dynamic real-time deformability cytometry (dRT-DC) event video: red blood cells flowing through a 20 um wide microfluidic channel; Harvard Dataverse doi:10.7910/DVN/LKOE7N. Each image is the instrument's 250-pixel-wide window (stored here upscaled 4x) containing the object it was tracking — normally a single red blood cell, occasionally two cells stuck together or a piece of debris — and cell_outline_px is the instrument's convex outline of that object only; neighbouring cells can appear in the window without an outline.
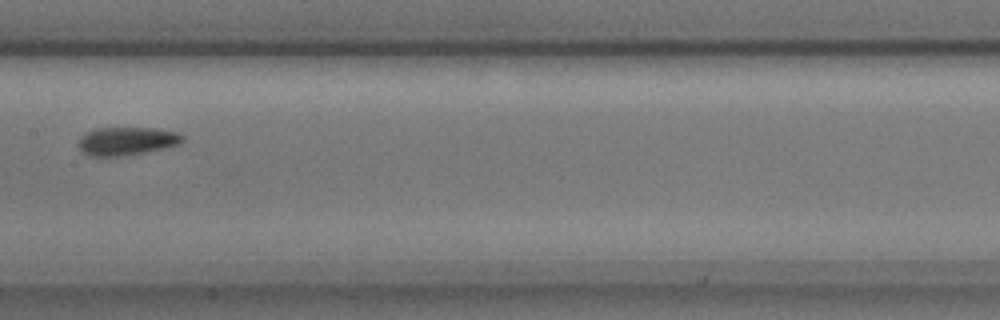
{"species": "common noctule bat (a hibernating species)", "species_latin": "Nyctalus noctula", "temperature_condition": "cold", "stored_images_in_passage": 8, "camera_frame_rate_fps": 3000, "um_per_image_px": 0.085, "animal": {"sex": "male", "body_mass_g": 17.9, "forearm_length_mm": 54.2}, "frame": {"image": 1, "passage_image": 8, "time_ms": 2.333, "image_size_px": [1000, 320], "cell_outline_px": [[184, 140], [180, 144], [164, 148], [124, 156], [88, 156], [80, 148], [80, 136], [96, 128], [152, 128], [176, 132], [184, 136]], "centroid_in_image_um": [10.79, 11.99], "position_along_channel_um": 196.6, "area_um2": 16.94}}